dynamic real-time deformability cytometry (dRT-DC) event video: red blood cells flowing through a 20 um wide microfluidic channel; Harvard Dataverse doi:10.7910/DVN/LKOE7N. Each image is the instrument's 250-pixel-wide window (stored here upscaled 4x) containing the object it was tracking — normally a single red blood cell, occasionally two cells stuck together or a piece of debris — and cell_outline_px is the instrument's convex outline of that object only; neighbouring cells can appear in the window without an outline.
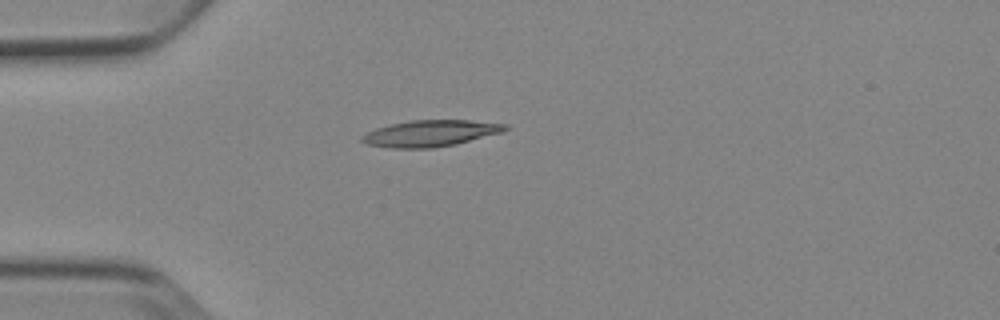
{"species": "Egyptian fruit bat (a non-hibernating species)", "species_latin": "Rousettus aegyptiacus", "temperature_condition": "cold", "stored_images_in_passage": 4, "camera_frame_rate_fps": 3000, "um_per_image_px": 0.085, "animal": {"sex": "female"}, "frame": {"image": 1, "passage_image": 4, "time_ms": 4.333, "image_size_px": [1000, 320], "cell_outline_px": [[508, 128], [504, 132], [456, 144], [432, 148], [392, 148], [364, 144], [360, 140], [360, 136], [376, 128], [408, 120], [468, 120], [508, 124]], "centroid_in_image_um": [36.58, 11.33], "position_along_channel_um": 48.4, "area_um2": 22.14}}